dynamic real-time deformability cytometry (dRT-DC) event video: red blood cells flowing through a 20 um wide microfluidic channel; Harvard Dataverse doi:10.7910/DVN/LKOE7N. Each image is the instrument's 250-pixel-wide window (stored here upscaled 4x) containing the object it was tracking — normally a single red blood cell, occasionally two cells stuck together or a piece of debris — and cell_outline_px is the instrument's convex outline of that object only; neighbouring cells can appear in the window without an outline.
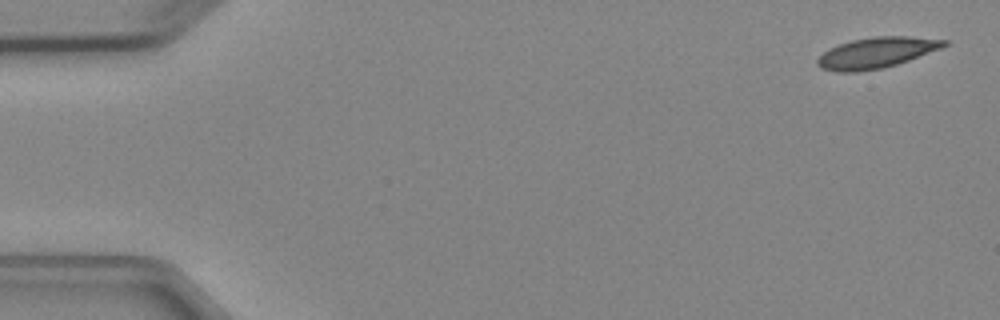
{"species": "Egyptian fruit bat (a non-hibernating species)", "species_latin": "Rousettus aegyptiacus", "temperature_condition": "cold", "stored_images_in_passage": 5, "segment_of_instrument_passage": [1, 2], "camera_frame_rate_fps": 3000, "um_per_image_px": 0.085, "animal": {"sex": "female"}, "frame": {"image": 1, "passage_image": 1, "time_ms": 0.0, "image_size_px": [1000, 320], "cell_outline_px": [[948, 44], [940, 48], [908, 60], [884, 68], [856, 72], [836, 72], [820, 68], [816, 64], [816, 60], [828, 48], [852, 40], [876, 36], [908, 36], [948, 40]], "centroid_in_image_um": [74.45, 4.49], "position_along_channel_um": 10.5, "area_um2": 22.6}}
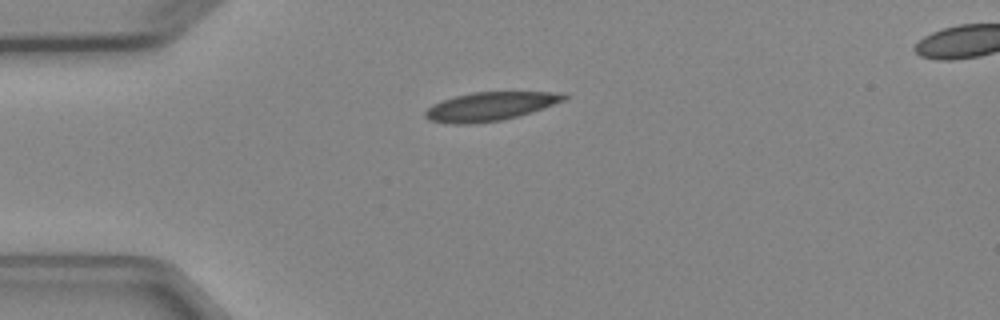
{"frame": {"image": 2, "passage_image": 4, "time_ms": 3.667, "image_size_px": [1000, 320], "cell_outline_px": [[568, 96], [564, 100], [532, 112], [500, 120], [472, 124], [452, 124], [428, 120], [424, 116], [424, 112], [432, 104], [456, 96], [472, 92], [564, 92]], "centroid_in_image_um": [41.64, 9.04], "position_along_channel_um": 43.4, "area_um2": 23.0}}